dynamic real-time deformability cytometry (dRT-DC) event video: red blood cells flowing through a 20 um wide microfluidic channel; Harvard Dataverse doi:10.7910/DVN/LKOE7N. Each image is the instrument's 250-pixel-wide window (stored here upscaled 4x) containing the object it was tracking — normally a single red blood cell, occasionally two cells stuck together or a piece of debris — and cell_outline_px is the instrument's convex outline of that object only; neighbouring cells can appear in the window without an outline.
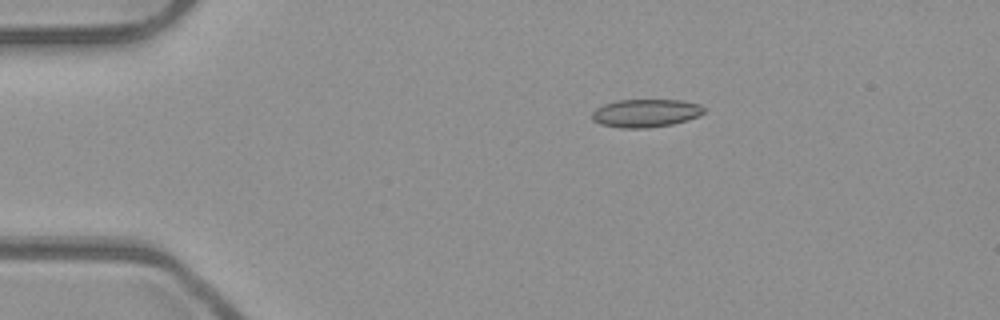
{"species": "common noctule bat (a hibernating species)", "species_latin": "Nyctalus noctula", "temperature_condition": "room temperature", "stored_images_in_passage": 41, "camera_frame_rate_fps": 3000, "um_per_image_px": 0.085, "animal": {"sex": "male", "body_mass_g": 23.1, "forearm_length_mm": 52.7}, "frame": {"image": 1, "passage_image": 1, "time_ms": 0.0, "image_size_px": [1000, 320], "cell_outline_px": [[704, 112], [688, 120], [672, 124], [648, 128], [620, 128], [600, 124], [592, 120], [592, 112], [596, 108], [604, 104], [616, 100], [680, 100], [700, 104], [704, 108]], "centroid_in_image_um": [54.85, 9.62], "position_along_channel_um": 30.1, "area_um2": 18.32}}
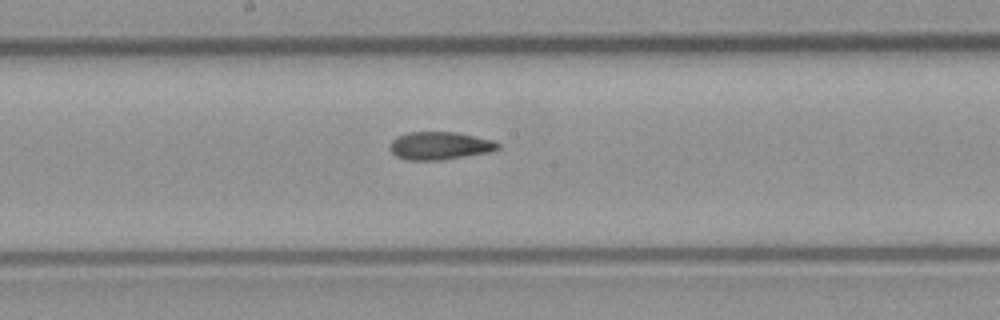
{"frame": {"image": 2, "passage_image": 19, "time_ms": 6.0, "image_size_px": [1000, 320], "cell_outline_px": [[500, 148], [492, 152], [440, 160], [408, 160], [396, 156], [388, 148], [392, 140], [396, 136], [408, 132], [456, 132], [496, 140], [500, 144]], "centroid_in_image_um": [37.41, 12.38], "position_along_channel_um": 210.8, "area_um2": 17.8}}
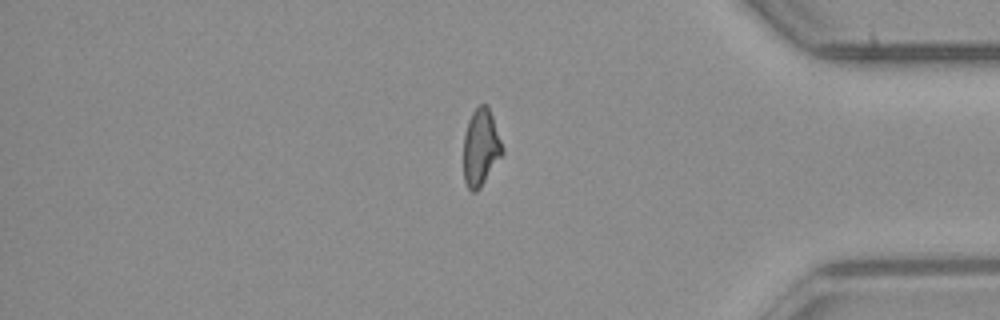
{"frame": {"image": 3, "passage_image": 35, "time_ms": 11.333, "image_size_px": [1000, 320], "cell_outline_px": [[504, 152], [480, 188], [476, 192], [472, 192], [468, 188], [464, 180], [464, 136], [468, 120], [472, 112], [480, 104], [488, 104], [504, 148]], "centroid_in_image_um": [40.87, 12.52], "position_along_channel_um": 394.3, "area_um2": 17.46}}